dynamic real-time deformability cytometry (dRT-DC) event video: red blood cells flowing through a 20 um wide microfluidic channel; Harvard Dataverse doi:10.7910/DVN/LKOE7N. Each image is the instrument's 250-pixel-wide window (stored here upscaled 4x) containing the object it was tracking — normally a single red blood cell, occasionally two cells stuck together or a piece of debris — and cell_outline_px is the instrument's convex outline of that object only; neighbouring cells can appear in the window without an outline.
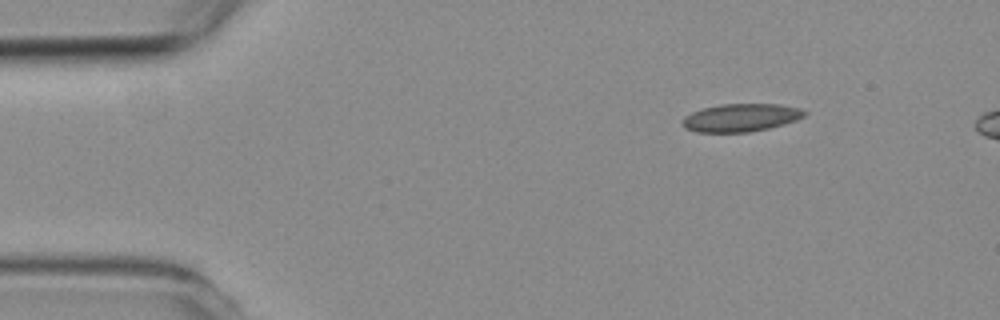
{"species": "common noctule bat (a hibernating species)", "species_latin": "Nyctalus noctula", "temperature_condition": "room temperature", "stored_images_in_passage": 2, "camera_frame_rate_fps": 3000, "um_per_image_px": 0.085, "animal": {"sex": "female", "body_mass_g": 19.3, "forearm_length_mm": 54.1}, "frame": {"image": 1, "passage_image": 1, "time_ms": 0.0, "image_size_px": [1000, 320], "cell_outline_px": [[808, 112], [804, 116], [796, 120], [784, 124], [768, 128], [748, 132], [696, 132], [684, 128], [680, 124], [680, 120], [684, 116], [692, 112], [704, 108], [720, 104], [780, 104], [800, 108]], "centroid_in_image_um": [62.94, 10.0], "position_along_channel_um": 22.1, "area_um2": 20.0}}